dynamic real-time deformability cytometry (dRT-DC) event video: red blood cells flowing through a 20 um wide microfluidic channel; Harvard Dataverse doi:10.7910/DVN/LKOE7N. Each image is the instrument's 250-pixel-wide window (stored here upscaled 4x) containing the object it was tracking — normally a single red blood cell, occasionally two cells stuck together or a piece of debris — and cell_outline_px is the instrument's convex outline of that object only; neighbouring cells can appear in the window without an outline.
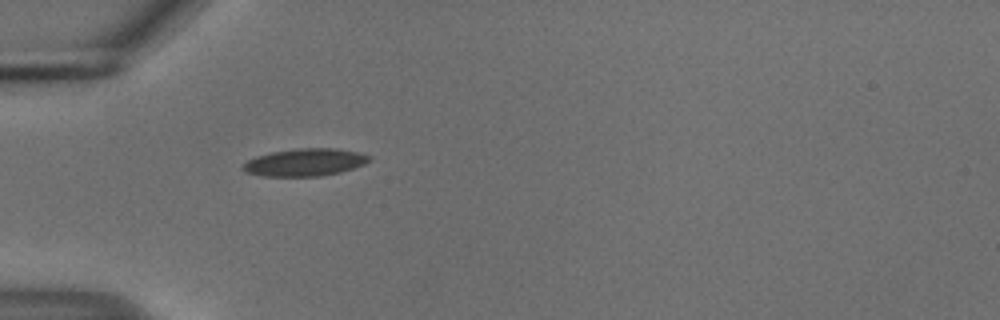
{"species": "common noctule bat (a hibernating species)", "species_latin": "Nyctalus noctula", "temperature_condition": "cold", "stored_images_in_passage": 33, "camera_frame_rate_fps": 3000, "um_per_image_px": 0.085, "animal": {"sex": "male", "body_mass_g": 18.8}, "frame": {"image": 1, "passage_image": 1, "time_ms": 0.0, "image_size_px": [1000, 320], "cell_outline_px": [[372, 160], [364, 164], [340, 172], [320, 176], [264, 176], [244, 172], [240, 168], [248, 160], [256, 156], [272, 152], [296, 148], [336, 148], [360, 152], [372, 156]], "centroid_in_image_um": [25.94, 13.79], "position_along_channel_um": 59.1, "area_um2": 20.35}}
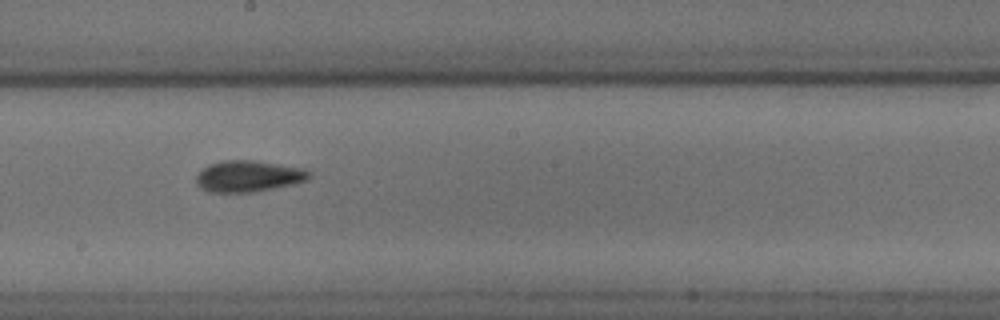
{"frame": {"image": 2, "passage_image": 15, "time_ms": 4.667, "image_size_px": [1000, 320], "cell_outline_px": [[312, 176], [308, 180], [292, 184], [252, 192], [208, 192], [200, 188], [196, 184], [196, 176], [208, 164], [220, 160], [256, 160], [304, 168], [312, 172]], "centroid_in_image_um": [21.12, 14.96], "position_along_channel_um": 227.1, "area_um2": 20.81}}
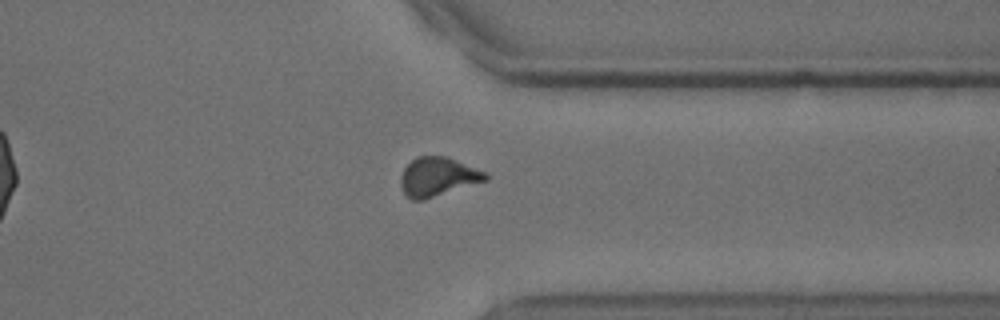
{"frame": {"image": 3, "passage_image": 27, "time_ms": 8.667, "image_size_px": [1000, 320], "cell_outline_px": [[488, 180], [424, 200], [412, 200], [404, 196], [400, 184], [400, 176], [404, 168], [416, 156], [448, 156], [488, 172]], "centroid_in_image_um": [37.22, 15.03], "position_along_channel_um": 374.2, "area_um2": 19.65}, "authors_computed_cell_mechanics": {"area_um2": 19.4786, "velocity_mm_per_s": 3.7157, "shape_relaxation_time_tau1_ms": 6.954, "shape_relaxation_time_tau2_ms": 2.6126, "deformation_change_tau1": 0.1547, "deformation_change_tau2": 0.0974}}